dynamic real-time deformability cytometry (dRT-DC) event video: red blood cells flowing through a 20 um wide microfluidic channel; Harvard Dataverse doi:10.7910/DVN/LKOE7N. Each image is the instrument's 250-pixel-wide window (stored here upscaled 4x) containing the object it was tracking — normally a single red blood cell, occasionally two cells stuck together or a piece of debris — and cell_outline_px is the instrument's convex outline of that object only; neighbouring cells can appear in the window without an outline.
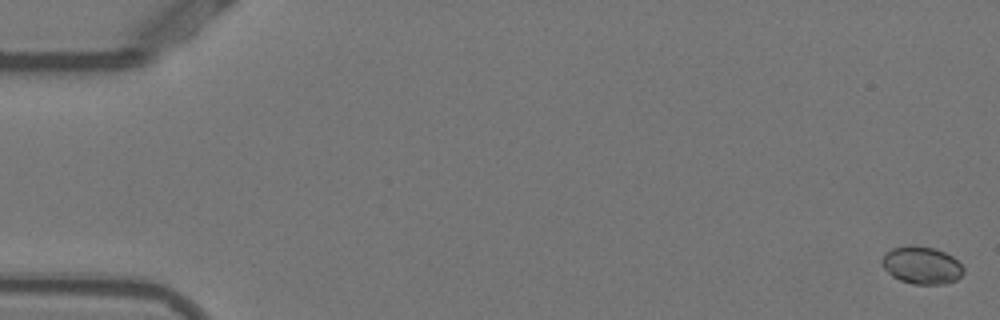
{"species": "Egyptian fruit bat (a non-hibernating species)", "species_latin": "Rousettus aegyptiacus", "temperature_condition": "warm", "stored_images_in_passage": 54, "camera_frame_rate_fps": 3000, "um_per_image_px": 0.085, "animal": {"sex": "female"}, "frame": {"image": 1, "passage_image": 1, "time_ms": 0.0, "image_size_px": [1000, 320], "cell_outline_px": [[964, 272], [956, 280], [944, 284], [912, 284], [900, 280], [892, 276], [884, 268], [880, 260], [884, 252], [892, 248], [912, 244], [936, 248], [952, 256], [964, 268]], "centroid_in_image_um": [78.31, 22.53], "position_along_channel_um": 6.7, "area_um2": 18.03}}
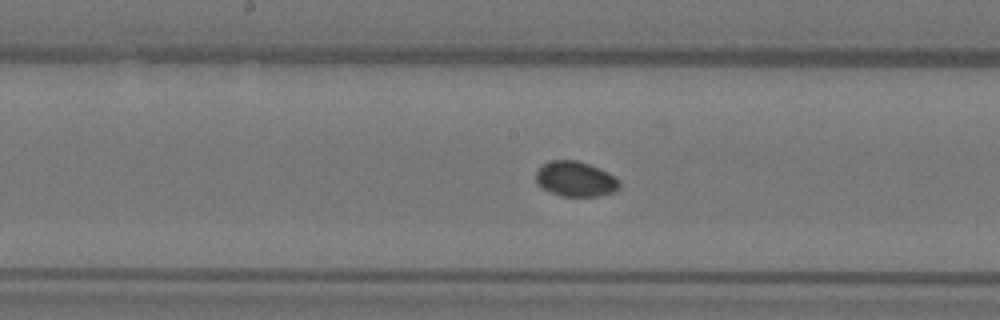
{"frame": {"image": 2, "passage_image": 28, "time_ms": 9.0, "image_size_px": [1000, 320], "cell_outline_px": [[620, 188], [612, 192], [596, 196], [560, 196], [536, 184], [536, 172], [540, 164], [548, 160], [576, 160], [588, 164], [620, 180]], "centroid_in_image_um": [48.86, 15.21], "position_along_channel_um": 199.3, "area_um2": 16.94}}
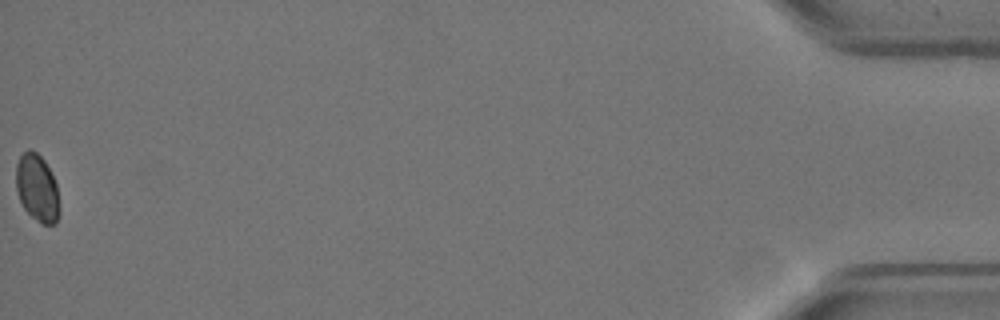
{"frame": {"image": 3, "passage_image": 54, "time_ms": 17.667, "image_size_px": [1000, 320], "cell_outline_px": [[60, 212], [56, 224], [40, 224], [24, 208], [20, 200], [16, 188], [16, 164], [20, 156], [28, 148], [32, 148], [44, 160], [56, 184], [60, 208]], "centroid_in_image_um": [3.16, 15.99], "position_along_channel_um": 432.0, "area_um2": 17.05}}